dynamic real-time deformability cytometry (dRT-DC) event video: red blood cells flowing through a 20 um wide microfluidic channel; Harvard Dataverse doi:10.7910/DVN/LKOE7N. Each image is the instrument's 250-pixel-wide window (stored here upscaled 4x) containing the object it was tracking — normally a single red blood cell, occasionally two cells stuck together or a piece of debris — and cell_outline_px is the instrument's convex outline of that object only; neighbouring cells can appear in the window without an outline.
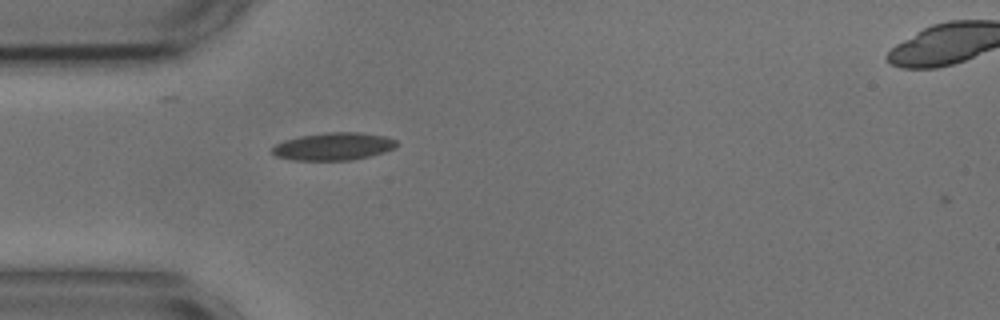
{"species": "common noctule bat (a hibernating species)", "species_latin": "Nyctalus noctula", "temperature_condition": "cold", "stored_images_in_passage": 40, "camera_frame_rate_fps": 3000, "um_per_image_px": 0.085, "animal": {"sex": "male", "body_mass_g": 17.9, "forearm_length_mm": 54.2}, "frame": {"image": 1, "passage_image": 1, "time_ms": 0.0, "image_size_px": [1000, 320], "cell_outline_px": [[396, 144], [392, 148], [384, 152], [352, 160], [292, 160], [276, 156], [272, 152], [272, 148], [276, 144], [284, 140], [300, 136], [324, 132], [360, 132], [384, 136], [396, 140]], "centroid_in_image_um": [28.31, 12.44], "position_along_channel_um": 56.7, "area_um2": 19.88}}
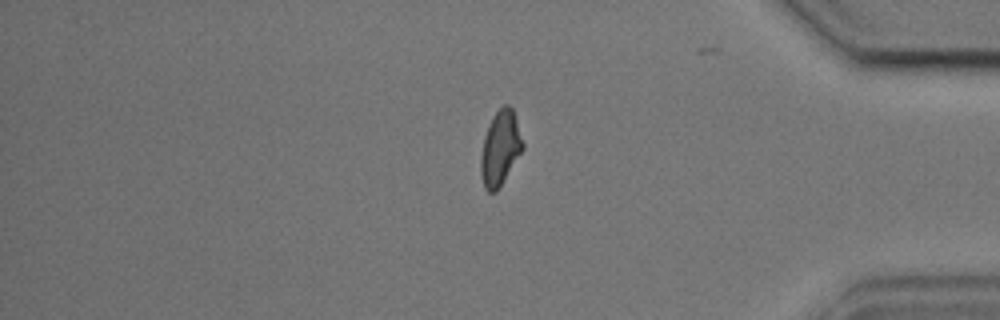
{"frame": {"image": 2, "passage_image": 31, "time_ms": 10.0, "image_size_px": [1000, 320], "cell_outline_px": [[524, 148], [496, 192], [488, 192], [484, 188], [480, 172], [480, 156], [484, 136], [488, 124], [492, 116], [504, 104], [508, 104], [512, 108], [524, 144]], "centroid_in_image_um": [42.5, 12.59], "position_along_channel_um": 392.7, "area_um2": 18.21}}
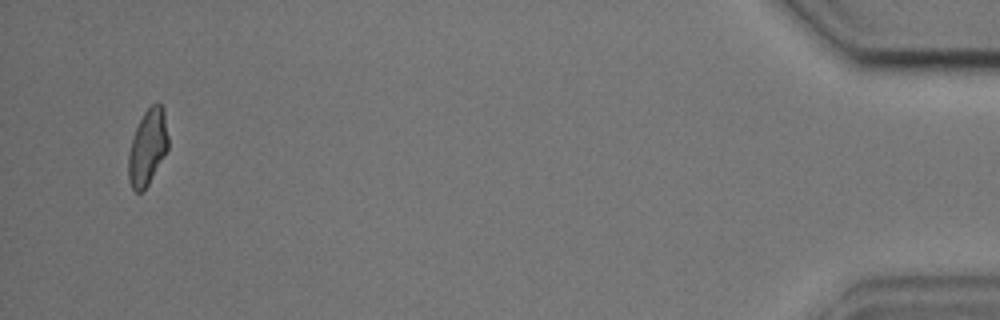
{"frame": {"image": 3, "passage_image": 38, "time_ms": 12.333, "image_size_px": [1000, 320], "cell_outline_px": [[168, 148], [164, 156], [148, 184], [140, 192], [136, 192], [132, 188], [128, 180], [128, 152], [136, 128], [144, 112], [152, 104], [160, 104], [164, 108], [168, 136]], "centroid_in_image_um": [12.54, 12.51], "position_along_channel_um": 422.7, "area_um2": 17.4}, "authors_computed_cell_mechanics": {"area_um2": 18.4382, "velocity_mm_per_s": 3.6605, "shape_relaxation_time_tau1_ms": 6.097, "shape_relaxation_time_tau2_ms": 2.8282, "deformation_change_tau1": 0.1389, "deformation_change_tau2": 0.0748}}